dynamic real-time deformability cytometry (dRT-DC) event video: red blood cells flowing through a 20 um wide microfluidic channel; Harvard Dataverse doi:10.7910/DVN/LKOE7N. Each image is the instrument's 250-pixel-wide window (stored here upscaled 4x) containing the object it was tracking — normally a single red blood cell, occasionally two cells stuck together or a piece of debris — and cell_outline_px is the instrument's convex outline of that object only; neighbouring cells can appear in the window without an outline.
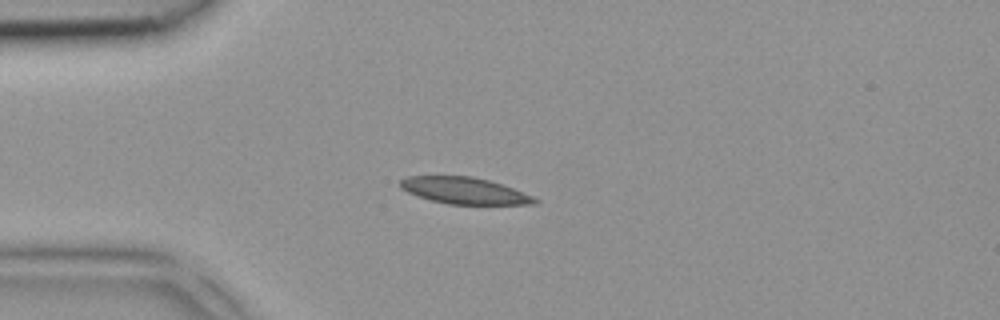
{"species": "common noctule bat (a hibernating species)", "species_latin": "Nyctalus noctula", "temperature_condition": "room temperature", "stored_images_in_passage": 1, "camera_frame_rate_fps": 3000, "um_per_image_px": 0.085, "animal": {"sex": "female", "body_mass_g": 18.4}, "frame": {"image": 1, "passage_image": 1, "time_ms": 0.0, "image_size_px": [1000, 320], "cell_outline_px": [[540, 200], [536, 204], [448, 204], [416, 196], [400, 188], [400, 180], [408, 176], [472, 176], [488, 180], [512, 188], [532, 196]], "centroid_in_image_um": [39.45, 16.2], "position_along_channel_um": 45.6, "area_um2": 20.63}}